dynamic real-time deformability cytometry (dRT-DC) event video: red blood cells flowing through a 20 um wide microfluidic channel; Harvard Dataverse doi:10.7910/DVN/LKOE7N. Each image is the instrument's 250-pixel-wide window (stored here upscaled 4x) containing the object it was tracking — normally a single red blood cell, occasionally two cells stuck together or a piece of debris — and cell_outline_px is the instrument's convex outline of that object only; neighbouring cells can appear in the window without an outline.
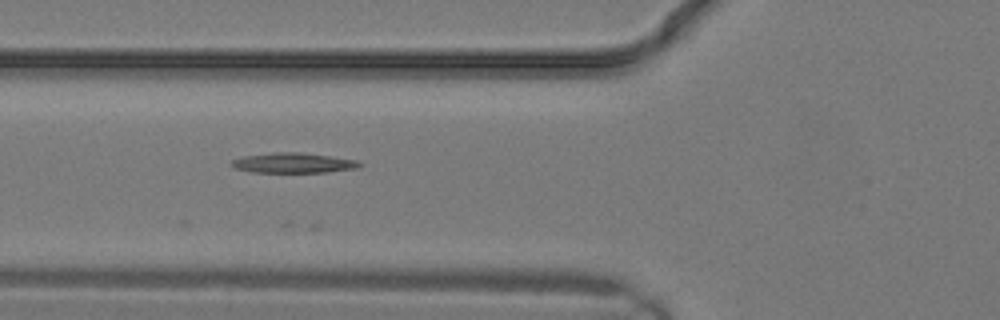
{"species": "common noctule bat (a hibernating species)", "species_latin": "Nyctalus noctula", "temperature_condition": "warm", "stored_images_in_passage": 12, "camera_frame_rate_fps": 3000, "um_per_image_px": 0.085, "animal": {"sex": "male", "body_mass_g": 19.2, "forearm_length_mm": 51.8}, "frame": {"image": 1, "passage_image": 9, "time_ms": 2.667, "image_size_px": [1000, 320], "cell_outline_px": [[364, 164], [360, 168], [328, 172], [252, 172], [236, 168], [228, 164], [232, 160], [244, 156], [272, 152], [300, 152], [356, 160]], "centroid_in_image_um": [24.94, 13.85], "position_along_channel_um": 100.9, "area_um2": 15.03}}
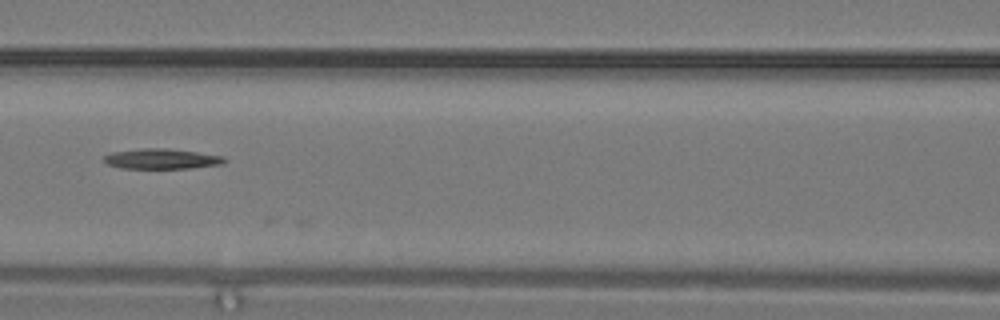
{"frame": {"image": 2, "passage_image": 11, "time_ms": 3.333, "image_size_px": [1000, 320], "cell_outline_px": [[228, 160], [224, 164], [192, 168], [120, 168], [108, 164], [104, 160], [104, 156], [112, 152], [144, 148], [168, 148], [224, 156]], "centroid_in_image_um": [13.79, 13.5], "position_along_channel_um": 152.8, "area_um2": 14.22}}